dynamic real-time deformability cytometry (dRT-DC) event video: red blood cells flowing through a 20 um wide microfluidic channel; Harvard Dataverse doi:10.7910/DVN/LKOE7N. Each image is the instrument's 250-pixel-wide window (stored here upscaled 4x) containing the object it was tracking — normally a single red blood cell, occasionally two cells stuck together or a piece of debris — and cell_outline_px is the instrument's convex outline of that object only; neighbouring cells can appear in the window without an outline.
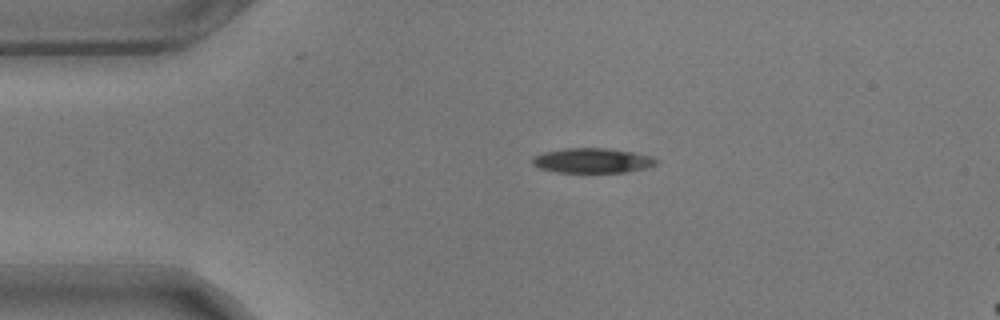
{"species": "common noctule bat (a hibernating species)", "species_latin": "Nyctalus noctula", "temperature_condition": "warm", "stored_images_in_passage": 40, "camera_frame_rate_fps": 3000, "um_per_image_px": 0.085, "animal": {"sex": "male", "body_mass_g": 17.9}, "frame": {"image": 1, "passage_image": 1, "time_ms": 0.0, "image_size_px": [1000, 320], "cell_outline_px": [[660, 160], [656, 164], [648, 168], [628, 172], [556, 172], [540, 168], [532, 164], [532, 156], [544, 152], [564, 148], [604, 148], [632, 152], [652, 156]], "centroid_in_image_um": [50.37, 13.65], "position_along_channel_um": 34.6, "area_um2": 18.03}}
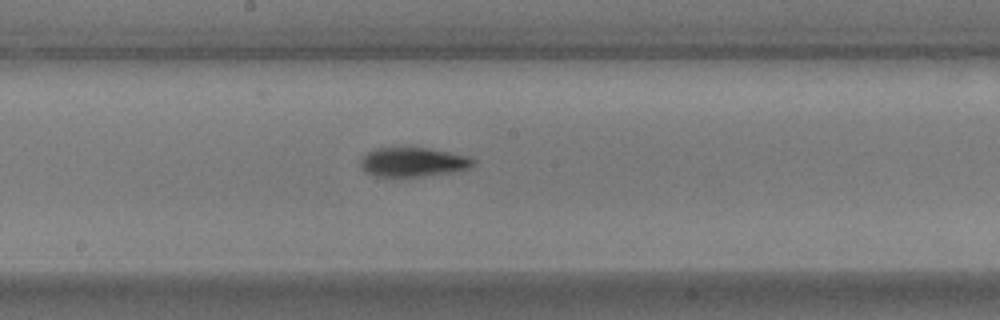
{"frame": {"image": 2, "passage_image": 19, "time_ms": 6.0, "image_size_px": [1000, 320], "cell_outline_px": [[476, 164], [468, 168], [452, 172], [424, 176], [376, 176], [364, 172], [360, 164], [360, 160], [368, 152], [376, 148], [428, 148], [468, 156], [476, 160]], "centroid_in_image_um": [35.12, 13.78], "position_along_channel_um": 213.1, "area_um2": 19.07}}
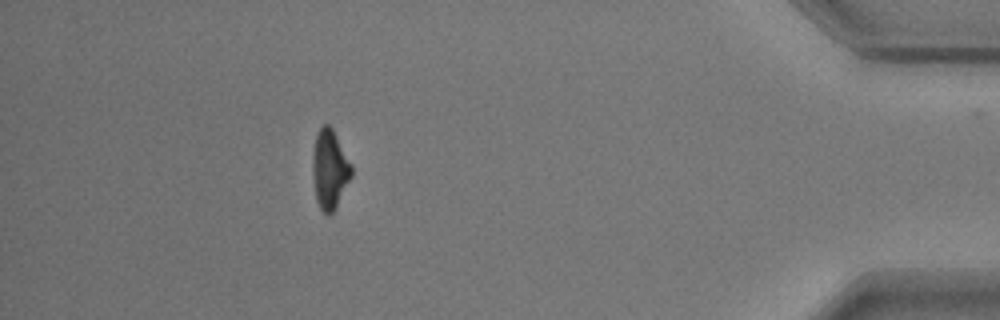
{"frame": {"image": 3, "passage_image": 40, "time_ms": 13.0, "image_size_px": [1000, 320], "cell_outline_px": [[352, 176], [336, 208], [328, 216], [320, 208], [316, 200], [312, 172], [312, 160], [316, 132], [324, 124], [328, 124], [332, 128], [352, 164]], "centroid_in_image_um": [28.03, 14.39], "position_along_channel_um": 407.2, "area_um2": 18.03}, "authors_computed_cell_mechanics": {"area_um2": 18.6405, "velocity_mm_per_s": 3.5407, "shape_relaxation_time_tau1_ms": 3.3368, "shape_relaxation_time_tau2_ms": 5.7624, "deformation_change_tau1": 0.1452, "deformation_change_tau2": 0.133}}